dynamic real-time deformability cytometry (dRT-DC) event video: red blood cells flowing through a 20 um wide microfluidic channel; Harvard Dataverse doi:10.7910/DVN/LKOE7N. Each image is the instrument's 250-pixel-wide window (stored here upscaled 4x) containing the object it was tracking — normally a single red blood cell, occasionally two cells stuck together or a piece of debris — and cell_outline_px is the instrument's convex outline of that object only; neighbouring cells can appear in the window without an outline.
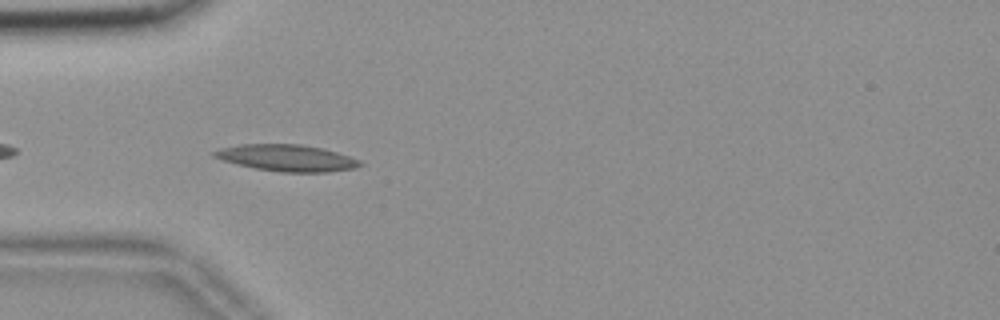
{"species": "common noctule bat (a hibernating species)", "species_latin": "Nyctalus noctula", "temperature_condition": "room temperature", "stored_images_in_passage": 13, "camera_frame_rate_fps": 3000, "um_per_image_px": 0.085, "animal": {"sex": "female", "body_mass_g": 18.4}, "frame": {"image": 1, "passage_image": 3, "time_ms": 0.667, "image_size_px": [1000, 320], "cell_outline_px": [[364, 164], [356, 168], [328, 172], [280, 172], [256, 168], [236, 164], [212, 156], [212, 152], [220, 148], [240, 144], [300, 144], [324, 148], [360, 160]], "centroid_in_image_um": [24.4, 13.42], "position_along_channel_um": 60.6, "area_um2": 22.6}}